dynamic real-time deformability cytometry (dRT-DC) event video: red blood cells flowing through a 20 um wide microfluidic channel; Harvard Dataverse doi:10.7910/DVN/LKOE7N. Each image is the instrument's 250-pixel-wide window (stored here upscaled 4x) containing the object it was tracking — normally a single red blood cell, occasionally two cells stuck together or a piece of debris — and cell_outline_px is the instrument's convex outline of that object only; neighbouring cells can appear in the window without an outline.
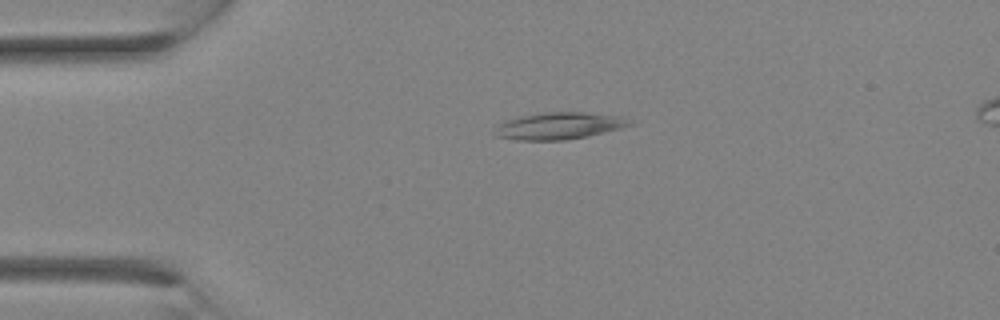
{"species": "Egyptian fruit bat (a non-hibernating species)", "species_latin": "Rousettus aegyptiacus", "temperature_condition": "room temperature", "stored_images_in_passage": 14, "camera_frame_rate_fps": 3000, "um_per_image_px": 0.085, "animal": {"sex": "female"}, "frame": {"image": 1, "passage_image": 1, "time_ms": 0.0, "image_size_px": [1000, 320], "cell_outline_px": [[632, 124], [620, 128], [588, 136], [564, 140], [516, 140], [496, 136], [500, 124], [504, 120], [520, 116], [544, 112], [584, 112], [620, 116]], "centroid_in_image_um": [47.5, 10.69], "position_along_channel_um": 37.5, "area_um2": 20.75}}
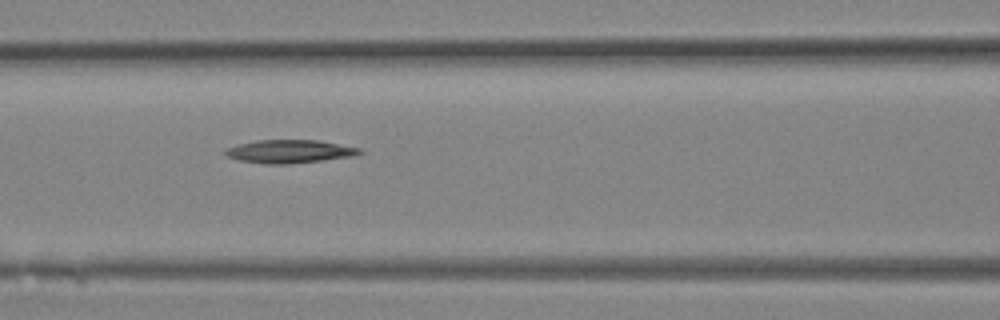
{"frame": {"image": 2, "passage_image": 7, "time_ms": 2.0, "image_size_px": [1000, 320], "cell_outline_px": [[364, 152], [356, 156], [288, 164], [264, 164], [236, 160], [228, 156], [224, 152], [228, 148], [240, 144], [256, 140], [316, 140], [360, 148]], "centroid_in_image_um": [24.63, 12.88], "position_along_channel_um": 142.0, "area_um2": 18.09}}
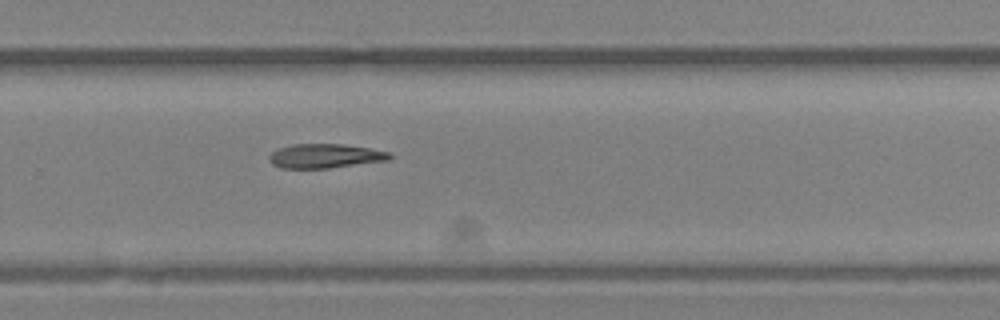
{"frame": {"image": 3, "passage_image": 14, "time_ms": 4.333, "image_size_px": [1000, 320], "cell_outline_px": [[392, 156], [388, 160], [328, 168], [280, 168], [272, 164], [268, 160], [268, 156], [272, 152], [280, 148], [292, 144], [344, 144], [368, 148], [388, 152]], "centroid_in_image_um": [27.58, 13.26], "position_along_channel_um": 302.2, "area_um2": 16.88}}